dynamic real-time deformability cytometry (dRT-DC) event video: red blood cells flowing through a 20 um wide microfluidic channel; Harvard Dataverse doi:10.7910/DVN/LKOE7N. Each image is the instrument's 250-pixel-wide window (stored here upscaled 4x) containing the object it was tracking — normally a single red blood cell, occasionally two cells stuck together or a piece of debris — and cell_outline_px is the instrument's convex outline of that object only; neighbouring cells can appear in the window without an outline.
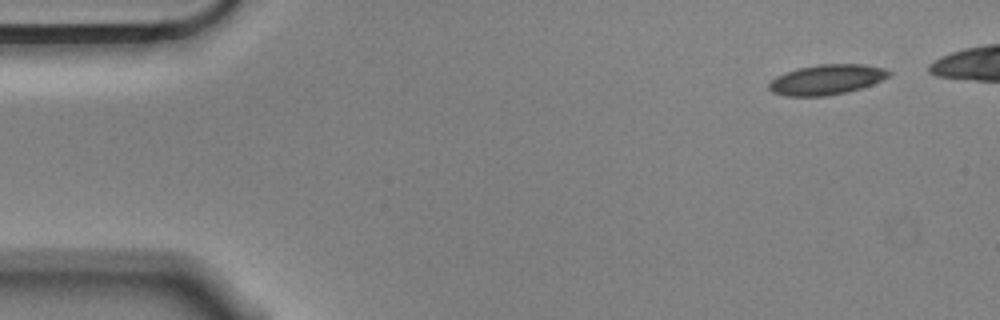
{"species": "Egyptian fruit bat (a non-hibernating species)", "species_latin": "Rousettus aegyptiacus", "temperature_condition": "cold", "stored_images_in_passage": 5, "camera_frame_rate_fps": 3000, "um_per_image_px": 0.085, "animal": {"sex": "male"}, "frame": {"image": 1, "passage_image": 1, "time_ms": 0.0, "image_size_px": [1000, 320], "cell_outline_px": [[892, 72], [888, 76], [872, 84], [848, 92], [824, 96], [784, 96], [772, 92], [768, 88], [768, 84], [776, 76], [800, 68], [820, 64], [864, 64], [884, 68]], "centroid_in_image_um": [70.26, 6.77], "position_along_channel_um": 14.7, "area_um2": 20.87}}